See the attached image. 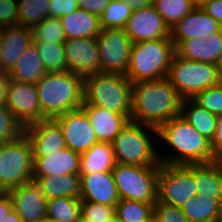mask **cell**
Masks as SVG:
<instances>
[{"label": "cell", "mask_w": 222, "mask_h": 222, "mask_svg": "<svg viewBox=\"0 0 222 222\" xmlns=\"http://www.w3.org/2000/svg\"><path fill=\"white\" fill-rule=\"evenodd\" d=\"M221 30L222 26L216 20L201 7H195L170 28V39L176 48L182 41L192 38L203 39Z\"/></svg>", "instance_id": "17"}, {"label": "cell", "mask_w": 222, "mask_h": 222, "mask_svg": "<svg viewBox=\"0 0 222 222\" xmlns=\"http://www.w3.org/2000/svg\"><path fill=\"white\" fill-rule=\"evenodd\" d=\"M80 214V198L59 197L47 200V222H75Z\"/></svg>", "instance_id": "30"}, {"label": "cell", "mask_w": 222, "mask_h": 222, "mask_svg": "<svg viewBox=\"0 0 222 222\" xmlns=\"http://www.w3.org/2000/svg\"><path fill=\"white\" fill-rule=\"evenodd\" d=\"M175 54L191 61L206 62V42L200 38L182 41L175 48Z\"/></svg>", "instance_id": "38"}, {"label": "cell", "mask_w": 222, "mask_h": 222, "mask_svg": "<svg viewBox=\"0 0 222 222\" xmlns=\"http://www.w3.org/2000/svg\"><path fill=\"white\" fill-rule=\"evenodd\" d=\"M195 164H160L157 201L179 207L196 197Z\"/></svg>", "instance_id": "10"}, {"label": "cell", "mask_w": 222, "mask_h": 222, "mask_svg": "<svg viewBox=\"0 0 222 222\" xmlns=\"http://www.w3.org/2000/svg\"><path fill=\"white\" fill-rule=\"evenodd\" d=\"M195 181L197 195L222 198V168L218 162L195 164Z\"/></svg>", "instance_id": "28"}, {"label": "cell", "mask_w": 222, "mask_h": 222, "mask_svg": "<svg viewBox=\"0 0 222 222\" xmlns=\"http://www.w3.org/2000/svg\"><path fill=\"white\" fill-rule=\"evenodd\" d=\"M131 121L159 128L181 114L183 99L167 77L134 82Z\"/></svg>", "instance_id": "1"}, {"label": "cell", "mask_w": 222, "mask_h": 222, "mask_svg": "<svg viewBox=\"0 0 222 222\" xmlns=\"http://www.w3.org/2000/svg\"><path fill=\"white\" fill-rule=\"evenodd\" d=\"M83 77L70 71L47 72L35 87L46 119H55L83 105Z\"/></svg>", "instance_id": "3"}, {"label": "cell", "mask_w": 222, "mask_h": 222, "mask_svg": "<svg viewBox=\"0 0 222 222\" xmlns=\"http://www.w3.org/2000/svg\"><path fill=\"white\" fill-rule=\"evenodd\" d=\"M193 100L215 115L222 114V82L197 94Z\"/></svg>", "instance_id": "37"}, {"label": "cell", "mask_w": 222, "mask_h": 222, "mask_svg": "<svg viewBox=\"0 0 222 222\" xmlns=\"http://www.w3.org/2000/svg\"><path fill=\"white\" fill-rule=\"evenodd\" d=\"M132 85L121 74L99 72L88 75L83 79V105H95L131 119Z\"/></svg>", "instance_id": "4"}, {"label": "cell", "mask_w": 222, "mask_h": 222, "mask_svg": "<svg viewBox=\"0 0 222 222\" xmlns=\"http://www.w3.org/2000/svg\"><path fill=\"white\" fill-rule=\"evenodd\" d=\"M33 154L23 132L17 138L0 144V192L7 193L33 180Z\"/></svg>", "instance_id": "8"}, {"label": "cell", "mask_w": 222, "mask_h": 222, "mask_svg": "<svg viewBox=\"0 0 222 222\" xmlns=\"http://www.w3.org/2000/svg\"><path fill=\"white\" fill-rule=\"evenodd\" d=\"M115 164L112 143L98 141L89 150L80 154L79 175L112 172Z\"/></svg>", "instance_id": "24"}, {"label": "cell", "mask_w": 222, "mask_h": 222, "mask_svg": "<svg viewBox=\"0 0 222 222\" xmlns=\"http://www.w3.org/2000/svg\"><path fill=\"white\" fill-rule=\"evenodd\" d=\"M63 46L68 71L83 78L101 72L96 38L66 39Z\"/></svg>", "instance_id": "14"}, {"label": "cell", "mask_w": 222, "mask_h": 222, "mask_svg": "<svg viewBox=\"0 0 222 222\" xmlns=\"http://www.w3.org/2000/svg\"><path fill=\"white\" fill-rule=\"evenodd\" d=\"M13 209L22 222H47V199L39 185L32 180L9 190Z\"/></svg>", "instance_id": "15"}, {"label": "cell", "mask_w": 222, "mask_h": 222, "mask_svg": "<svg viewBox=\"0 0 222 222\" xmlns=\"http://www.w3.org/2000/svg\"><path fill=\"white\" fill-rule=\"evenodd\" d=\"M124 29L132 43L170 37L169 27L153 4L132 11Z\"/></svg>", "instance_id": "16"}, {"label": "cell", "mask_w": 222, "mask_h": 222, "mask_svg": "<svg viewBox=\"0 0 222 222\" xmlns=\"http://www.w3.org/2000/svg\"><path fill=\"white\" fill-rule=\"evenodd\" d=\"M203 40L206 42V62L222 66V30Z\"/></svg>", "instance_id": "42"}, {"label": "cell", "mask_w": 222, "mask_h": 222, "mask_svg": "<svg viewBox=\"0 0 222 222\" xmlns=\"http://www.w3.org/2000/svg\"><path fill=\"white\" fill-rule=\"evenodd\" d=\"M154 204L120 199L115 206V214L124 222L149 221L153 217Z\"/></svg>", "instance_id": "32"}, {"label": "cell", "mask_w": 222, "mask_h": 222, "mask_svg": "<svg viewBox=\"0 0 222 222\" xmlns=\"http://www.w3.org/2000/svg\"><path fill=\"white\" fill-rule=\"evenodd\" d=\"M5 106L23 129L47 120L42 113L34 83L10 80Z\"/></svg>", "instance_id": "12"}, {"label": "cell", "mask_w": 222, "mask_h": 222, "mask_svg": "<svg viewBox=\"0 0 222 222\" xmlns=\"http://www.w3.org/2000/svg\"><path fill=\"white\" fill-rule=\"evenodd\" d=\"M126 1L131 7L132 11L140 10L142 8L151 6L153 0H123Z\"/></svg>", "instance_id": "50"}, {"label": "cell", "mask_w": 222, "mask_h": 222, "mask_svg": "<svg viewBox=\"0 0 222 222\" xmlns=\"http://www.w3.org/2000/svg\"><path fill=\"white\" fill-rule=\"evenodd\" d=\"M195 7H202L208 0H191Z\"/></svg>", "instance_id": "52"}, {"label": "cell", "mask_w": 222, "mask_h": 222, "mask_svg": "<svg viewBox=\"0 0 222 222\" xmlns=\"http://www.w3.org/2000/svg\"><path fill=\"white\" fill-rule=\"evenodd\" d=\"M77 0H51L49 2L48 17L61 18L78 9Z\"/></svg>", "instance_id": "44"}, {"label": "cell", "mask_w": 222, "mask_h": 222, "mask_svg": "<svg viewBox=\"0 0 222 222\" xmlns=\"http://www.w3.org/2000/svg\"><path fill=\"white\" fill-rule=\"evenodd\" d=\"M181 115L207 140H212L215 132L217 115L210 113L193 99L183 100Z\"/></svg>", "instance_id": "29"}, {"label": "cell", "mask_w": 222, "mask_h": 222, "mask_svg": "<svg viewBox=\"0 0 222 222\" xmlns=\"http://www.w3.org/2000/svg\"><path fill=\"white\" fill-rule=\"evenodd\" d=\"M132 14V9L126 1L111 0L100 16L101 28H124Z\"/></svg>", "instance_id": "35"}, {"label": "cell", "mask_w": 222, "mask_h": 222, "mask_svg": "<svg viewBox=\"0 0 222 222\" xmlns=\"http://www.w3.org/2000/svg\"><path fill=\"white\" fill-rule=\"evenodd\" d=\"M153 5L169 29L195 8L191 0H153Z\"/></svg>", "instance_id": "33"}, {"label": "cell", "mask_w": 222, "mask_h": 222, "mask_svg": "<svg viewBox=\"0 0 222 222\" xmlns=\"http://www.w3.org/2000/svg\"><path fill=\"white\" fill-rule=\"evenodd\" d=\"M189 222H220L222 215V198H189L181 208Z\"/></svg>", "instance_id": "27"}, {"label": "cell", "mask_w": 222, "mask_h": 222, "mask_svg": "<svg viewBox=\"0 0 222 222\" xmlns=\"http://www.w3.org/2000/svg\"><path fill=\"white\" fill-rule=\"evenodd\" d=\"M217 162L220 164V166L222 168V157Z\"/></svg>", "instance_id": "55"}, {"label": "cell", "mask_w": 222, "mask_h": 222, "mask_svg": "<svg viewBox=\"0 0 222 222\" xmlns=\"http://www.w3.org/2000/svg\"><path fill=\"white\" fill-rule=\"evenodd\" d=\"M54 120L61 128L67 148L81 154L98 142L87 114L82 108L66 112Z\"/></svg>", "instance_id": "13"}, {"label": "cell", "mask_w": 222, "mask_h": 222, "mask_svg": "<svg viewBox=\"0 0 222 222\" xmlns=\"http://www.w3.org/2000/svg\"><path fill=\"white\" fill-rule=\"evenodd\" d=\"M174 54L170 37L133 43L126 78L132 83L165 78Z\"/></svg>", "instance_id": "5"}, {"label": "cell", "mask_w": 222, "mask_h": 222, "mask_svg": "<svg viewBox=\"0 0 222 222\" xmlns=\"http://www.w3.org/2000/svg\"><path fill=\"white\" fill-rule=\"evenodd\" d=\"M153 219L155 222H189L179 207L158 201L153 206Z\"/></svg>", "instance_id": "41"}, {"label": "cell", "mask_w": 222, "mask_h": 222, "mask_svg": "<svg viewBox=\"0 0 222 222\" xmlns=\"http://www.w3.org/2000/svg\"><path fill=\"white\" fill-rule=\"evenodd\" d=\"M32 30L21 25L2 27L0 44V71L14 67L26 47L32 44Z\"/></svg>", "instance_id": "20"}, {"label": "cell", "mask_w": 222, "mask_h": 222, "mask_svg": "<svg viewBox=\"0 0 222 222\" xmlns=\"http://www.w3.org/2000/svg\"><path fill=\"white\" fill-rule=\"evenodd\" d=\"M33 42L64 43L66 37L60 18H46L32 29Z\"/></svg>", "instance_id": "36"}, {"label": "cell", "mask_w": 222, "mask_h": 222, "mask_svg": "<svg viewBox=\"0 0 222 222\" xmlns=\"http://www.w3.org/2000/svg\"><path fill=\"white\" fill-rule=\"evenodd\" d=\"M167 78L183 100L193 99L203 90L222 82L221 66L191 61L174 54Z\"/></svg>", "instance_id": "7"}, {"label": "cell", "mask_w": 222, "mask_h": 222, "mask_svg": "<svg viewBox=\"0 0 222 222\" xmlns=\"http://www.w3.org/2000/svg\"><path fill=\"white\" fill-rule=\"evenodd\" d=\"M2 27H0V44H1Z\"/></svg>", "instance_id": "56"}, {"label": "cell", "mask_w": 222, "mask_h": 222, "mask_svg": "<svg viewBox=\"0 0 222 222\" xmlns=\"http://www.w3.org/2000/svg\"><path fill=\"white\" fill-rule=\"evenodd\" d=\"M81 200L116 206L120 201L112 172L80 175Z\"/></svg>", "instance_id": "19"}, {"label": "cell", "mask_w": 222, "mask_h": 222, "mask_svg": "<svg viewBox=\"0 0 222 222\" xmlns=\"http://www.w3.org/2000/svg\"><path fill=\"white\" fill-rule=\"evenodd\" d=\"M210 148L212 152V162H217L222 157V114L217 115L215 132L210 141Z\"/></svg>", "instance_id": "45"}, {"label": "cell", "mask_w": 222, "mask_h": 222, "mask_svg": "<svg viewBox=\"0 0 222 222\" xmlns=\"http://www.w3.org/2000/svg\"><path fill=\"white\" fill-rule=\"evenodd\" d=\"M46 72L67 71L63 43L34 42Z\"/></svg>", "instance_id": "34"}, {"label": "cell", "mask_w": 222, "mask_h": 222, "mask_svg": "<svg viewBox=\"0 0 222 222\" xmlns=\"http://www.w3.org/2000/svg\"><path fill=\"white\" fill-rule=\"evenodd\" d=\"M144 126V127H143ZM146 128V129H145ZM145 129V130H144ZM158 136L157 128L129 120L112 142L117 163L137 166H160L159 153L148 130Z\"/></svg>", "instance_id": "6"}, {"label": "cell", "mask_w": 222, "mask_h": 222, "mask_svg": "<svg viewBox=\"0 0 222 222\" xmlns=\"http://www.w3.org/2000/svg\"><path fill=\"white\" fill-rule=\"evenodd\" d=\"M23 132L30 141L33 157H46V153H58L66 148L61 128L54 119L30 124Z\"/></svg>", "instance_id": "18"}, {"label": "cell", "mask_w": 222, "mask_h": 222, "mask_svg": "<svg viewBox=\"0 0 222 222\" xmlns=\"http://www.w3.org/2000/svg\"><path fill=\"white\" fill-rule=\"evenodd\" d=\"M18 25L17 0H0V27Z\"/></svg>", "instance_id": "43"}, {"label": "cell", "mask_w": 222, "mask_h": 222, "mask_svg": "<svg viewBox=\"0 0 222 222\" xmlns=\"http://www.w3.org/2000/svg\"><path fill=\"white\" fill-rule=\"evenodd\" d=\"M145 222H155L153 217L149 220V221H145Z\"/></svg>", "instance_id": "57"}, {"label": "cell", "mask_w": 222, "mask_h": 222, "mask_svg": "<svg viewBox=\"0 0 222 222\" xmlns=\"http://www.w3.org/2000/svg\"><path fill=\"white\" fill-rule=\"evenodd\" d=\"M75 222H90V221L80 214Z\"/></svg>", "instance_id": "53"}, {"label": "cell", "mask_w": 222, "mask_h": 222, "mask_svg": "<svg viewBox=\"0 0 222 222\" xmlns=\"http://www.w3.org/2000/svg\"><path fill=\"white\" fill-rule=\"evenodd\" d=\"M111 0H77L78 7L89 13L101 16Z\"/></svg>", "instance_id": "46"}, {"label": "cell", "mask_w": 222, "mask_h": 222, "mask_svg": "<svg viewBox=\"0 0 222 222\" xmlns=\"http://www.w3.org/2000/svg\"><path fill=\"white\" fill-rule=\"evenodd\" d=\"M3 222H22L17 212L13 209L12 212L7 215Z\"/></svg>", "instance_id": "51"}, {"label": "cell", "mask_w": 222, "mask_h": 222, "mask_svg": "<svg viewBox=\"0 0 222 222\" xmlns=\"http://www.w3.org/2000/svg\"><path fill=\"white\" fill-rule=\"evenodd\" d=\"M81 215L90 222H109L115 215V206L81 200Z\"/></svg>", "instance_id": "40"}, {"label": "cell", "mask_w": 222, "mask_h": 222, "mask_svg": "<svg viewBox=\"0 0 222 222\" xmlns=\"http://www.w3.org/2000/svg\"><path fill=\"white\" fill-rule=\"evenodd\" d=\"M157 132L158 137L176 151L168 157L160 154L158 157L161 164L187 165L212 162L210 141L181 114L162 124Z\"/></svg>", "instance_id": "2"}, {"label": "cell", "mask_w": 222, "mask_h": 222, "mask_svg": "<svg viewBox=\"0 0 222 222\" xmlns=\"http://www.w3.org/2000/svg\"><path fill=\"white\" fill-rule=\"evenodd\" d=\"M51 0H17L18 25L32 29L48 18Z\"/></svg>", "instance_id": "31"}, {"label": "cell", "mask_w": 222, "mask_h": 222, "mask_svg": "<svg viewBox=\"0 0 222 222\" xmlns=\"http://www.w3.org/2000/svg\"><path fill=\"white\" fill-rule=\"evenodd\" d=\"M96 138L101 142L112 143L121 129L130 120L126 115L103 109L95 105H82Z\"/></svg>", "instance_id": "22"}, {"label": "cell", "mask_w": 222, "mask_h": 222, "mask_svg": "<svg viewBox=\"0 0 222 222\" xmlns=\"http://www.w3.org/2000/svg\"><path fill=\"white\" fill-rule=\"evenodd\" d=\"M60 21L66 39L96 38L102 30L100 17L81 8L62 16Z\"/></svg>", "instance_id": "23"}, {"label": "cell", "mask_w": 222, "mask_h": 222, "mask_svg": "<svg viewBox=\"0 0 222 222\" xmlns=\"http://www.w3.org/2000/svg\"><path fill=\"white\" fill-rule=\"evenodd\" d=\"M9 84V73L0 71V105H5L6 103Z\"/></svg>", "instance_id": "49"}, {"label": "cell", "mask_w": 222, "mask_h": 222, "mask_svg": "<svg viewBox=\"0 0 222 222\" xmlns=\"http://www.w3.org/2000/svg\"><path fill=\"white\" fill-rule=\"evenodd\" d=\"M13 210V202L8 193L0 192V222H3L7 215Z\"/></svg>", "instance_id": "48"}, {"label": "cell", "mask_w": 222, "mask_h": 222, "mask_svg": "<svg viewBox=\"0 0 222 222\" xmlns=\"http://www.w3.org/2000/svg\"><path fill=\"white\" fill-rule=\"evenodd\" d=\"M33 160V176L79 174L80 153L67 147L58 153H46V157H33Z\"/></svg>", "instance_id": "21"}, {"label": "cell", "mask_w": 222, "mask_h": 222, "mask_svg": "<svg viewBox=\"0 0 222 222\" xmlns=\"http://www.w3.org/2000/svg\"><path fill=\"white\" fill-rule=\"evenodd\" d=\"M47 200L59 197L80 198L81 184L79 174L59 176H33Z\"/></svg>", "instance_id": "26"}, {"label": "cell", "mask_w": 222, "mask_h": 222, "mask_svg": "<svg viewBox=\"0 0 222 222\" xmlns=\"http://www.w3.org/2000/svg\"><path fill=\"white\" fill-rule=\"evenodd\" d=\"M101 72L126 76L132 42L124 28H102L96 37Z\"/></svg>", "instance_id": "11"}, {"label": "cell", "mask_w": 222, "mask_h": 222, "mask_svg": "<svg viewBox=\"0 0 222 222\" xmlns=\"http://www.w3.org/2000/svg\"><path fill=\"white\" fill-rule=\"evenodd\" d=\"M159 170L160 166H137L116 162L112 174L119 198L156 203Z\"/></svg>", "instance_id": "9"}, {"label": "cell", "mask_w": 222, "mask_h": 222, "mask_svg": "<svg viewBox=\"0 0 222 222\" xmlns=\"http://www.w3.org/2000/svg\"><path fill=\"white\" fill-rule=\"evenodd\" d=\"M109 222H124L116 214L112 217Z\"/></svg>", "instance_id": "54"}, {"label": "cell", "mask_w": 222, "mask_h": 222, "mask_svg": "<svg viewBox=\"0 0 222 222\" xmlns=\"http://www.w3.org/2000/svg\"><path fill=\"white\" fill-rule=\"evenodd\" d=\"M201 8L222 26V0H208Z\"/></svg>", "instance_id": "47"}, {"label": "cell", "mask_w": 222, "mask_h": 222, "mask_svg": "<svg viewBox=\"0 0 222 222\" xmlns=\"http://www.w3.org/2000/svg\"><path fill=\"white\" fill-rule=\"evenodd\" d=\"M38 47L34 42L24 49L21 57L9 71L10 80L37 83L45 74Z\"/></svg>", "instance_id": "25"}, {"label": "cell", "mask_w": 222, "mask_h": 222, "mask_svg": "<svg viewBox=\"0 0 222 222\" xmlns=\"http://www.w3.org/2000/svg\"><path fill=\"white\" fill-rule=\"evenodd\" d=\"M23 130L8 108L5 105H0V144L17 138L23 133Z\"/></svg>", "instance_id": "39"}]
</instances>
